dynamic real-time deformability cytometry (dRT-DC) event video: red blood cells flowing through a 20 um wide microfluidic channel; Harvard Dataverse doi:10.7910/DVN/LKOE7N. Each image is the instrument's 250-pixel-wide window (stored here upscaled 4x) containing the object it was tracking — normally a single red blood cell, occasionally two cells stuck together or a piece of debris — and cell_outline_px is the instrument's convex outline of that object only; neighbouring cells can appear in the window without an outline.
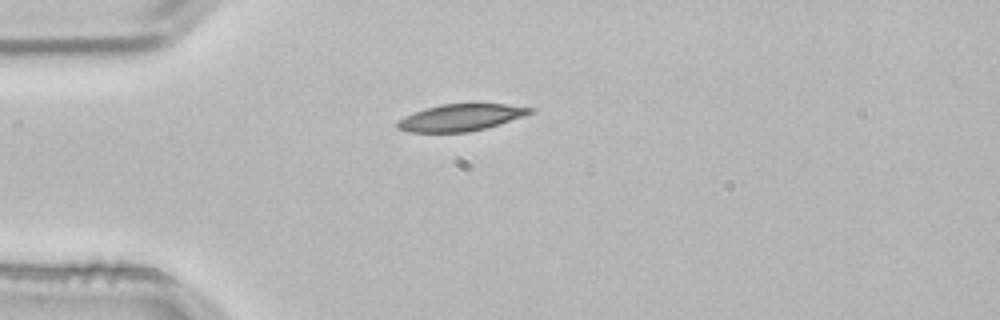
{"species": "common noctule bat (a hibernating species)", "species_latin": "Nyctalus noctula", "temperature_condition": "room temperature", "stored_images_in_passage": 1, "camera_frame_rate_fps": 3000, "um_per_image_px": 0.085, "animal": {"sex": "male", "body_mass_g": 21.5, "forearm_length_mm": 52.0}, "frame": {"image": 1, "passage_image": 1, "time_ms": 0.0, "image_size_px": [1000, 320], "cell_outline_px": [[536, 112], [524, 116], [484, 128], [468, 132], [408, 132], [396, 128], [396, 120], [404, 116], [424, 108], [440, 104], [504, 104], [536, 108]], "centroid_in_image_um": [39.13, 9.98], "position_along_channel_um": 45.9, "area_um2": 20.81}}